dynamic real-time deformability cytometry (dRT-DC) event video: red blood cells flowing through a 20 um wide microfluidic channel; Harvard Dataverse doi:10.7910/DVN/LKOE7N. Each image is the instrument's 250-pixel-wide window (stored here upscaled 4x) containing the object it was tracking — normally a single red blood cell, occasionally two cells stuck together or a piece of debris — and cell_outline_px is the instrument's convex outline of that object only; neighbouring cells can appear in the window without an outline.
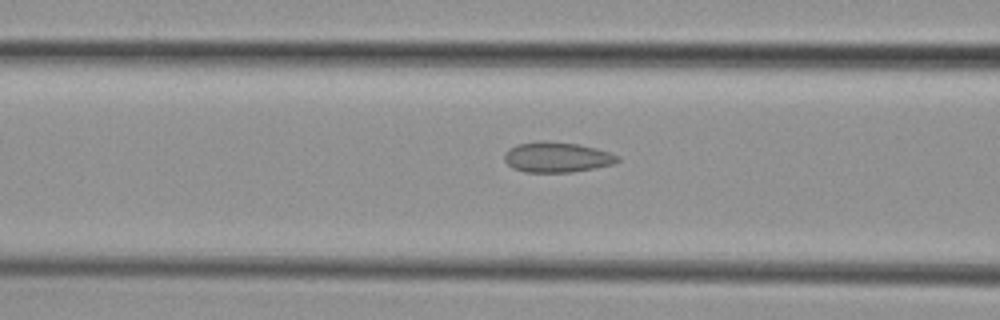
{"species": "common noctule bat (a hibernating species)", "species_latin": "Nyctalus noctula", "temperature_condition": "cold", "stored_images_in_passage": 6, "camera_frame_rate_fps": 3000, "um_per_image_px": 0.085, "animal": {"sex": "female", "body_mass_g": 29.2, "forearm_length_mm": 56.3}, "frame": {"image": 1, "passage_image": 6, "time_ms": 6.667, "image_size_px": [1000, 320], "cell_outline_px": [[620, 160], [612, 164], [572, 172], [524, 172], [512, 168], [504, 160], [504, 152], [508, 148], [516, 144], [540, 140], [576, 144], [596, 148], [620, 156]], "centroid_in_image_um": [47.28, 13.35], "position_along_channel_um": 119.3, "area_um2": 20.0}}